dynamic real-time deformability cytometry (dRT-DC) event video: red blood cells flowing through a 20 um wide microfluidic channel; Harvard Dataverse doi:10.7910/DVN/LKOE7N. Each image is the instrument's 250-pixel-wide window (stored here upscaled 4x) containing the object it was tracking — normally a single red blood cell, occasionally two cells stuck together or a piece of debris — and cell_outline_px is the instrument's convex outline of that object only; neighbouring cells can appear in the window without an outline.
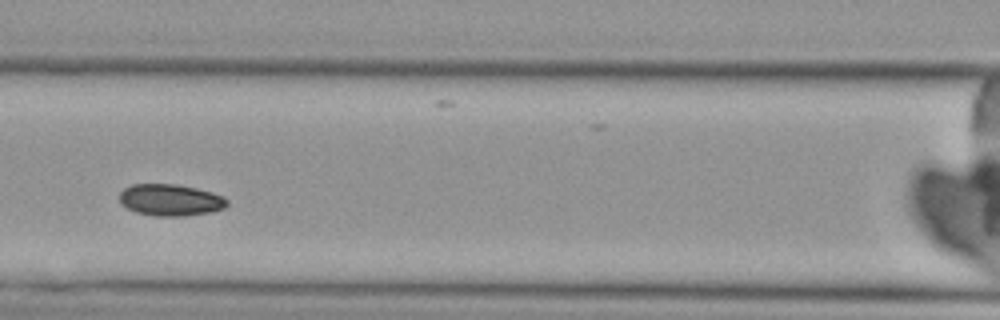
{"species": "Egyptian fruit bat (a non-hibernating species)", "species_latin": "Rousettus aegyptiacus", "temperature_condition": "cold", "stored_images_in_passage": 6, "camera_frame_rate_fps": 3000, "um_per_image_px": 0.085, "animal": {"sex": "female"}, "frame": {"image": 1, "passage_image": 3, "time_ms": 2.333, "image_size_px": [1000, 320], "cell_outline_px": [[228, 204], [224, 208], [212, 212], [184, 216], [156, 216], [136, 212], [128, 208], [120, 200], [120, 192], [124, 188], [132, 184], [176, 184], [196, 188], [212, 192], [224, 196], [228, 200]], "centroid_in_image_um": [14.52, 17.0], "position_along_channel_um": 152.1, "area_um2": 19.88}}
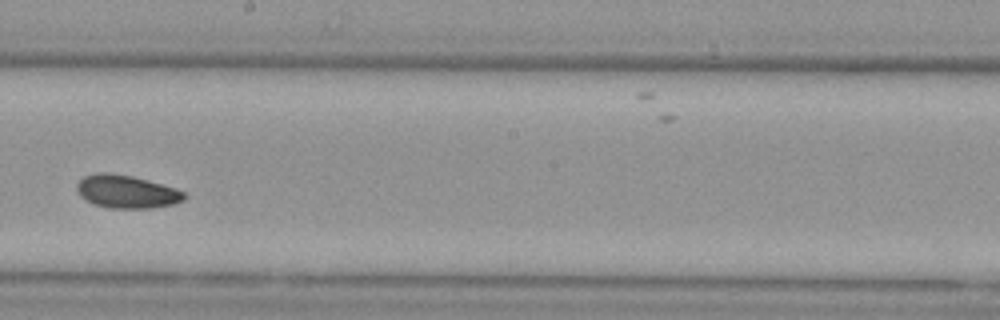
{"frame": {"image": 2, "passage_image": 5, "time_ms": 4.667, "image_size_px": [1000, 320], "cell_outline_px": [[188, 196], [184, 200], [172, 204], [152, 208], [108, 208], [92, 204], [80, 196], [76, 188], [76, 184], [84, 176], [96, 172], [108, 172], [132, 176], [148, 180], [176, 188], [184, 192]], "centroid_in_image_um": [10.75, 16.29], "position_along_channel_um": 237.5, "area_um2": 20.87}}
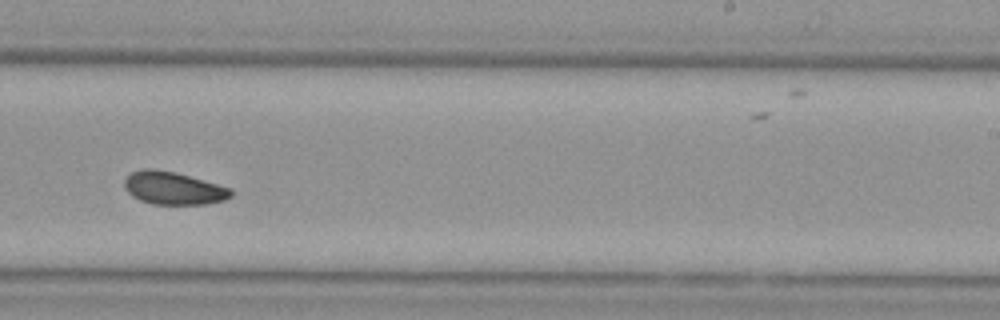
{"frame": {"image": 3, "passage_image": 6, "time_ms": 5.667, "image_size_px": [1000, 320], "cell_outline_px": [[232, 196], [224, 200], [208, 204], [152, 204], [140, 200], [132, 196], [124, 188], [124, 180], [132, 172], [144, 168], [152, 168], [176, 172], [232, 188]], "centroid_in_image_um": [14.74, 15.99], "position_along_channel_um": 274.3, "area_um2": 20.46}}